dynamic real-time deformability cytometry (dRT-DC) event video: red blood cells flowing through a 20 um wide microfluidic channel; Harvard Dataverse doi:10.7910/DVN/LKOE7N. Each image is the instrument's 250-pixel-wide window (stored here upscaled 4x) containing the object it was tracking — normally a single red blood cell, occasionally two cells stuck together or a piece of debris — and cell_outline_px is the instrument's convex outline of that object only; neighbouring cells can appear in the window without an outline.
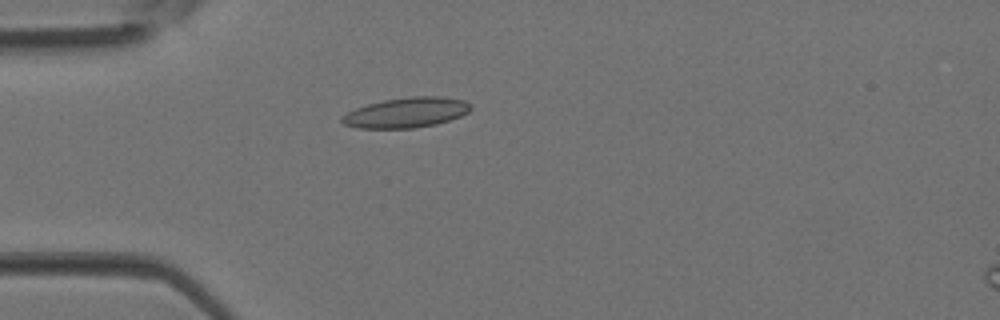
{"species": "Egyptian fruit bat (a non-hibernating species)", "species_latin": "Rousettus aegyptiacus", "temperature_condition": "room temperature", "stored_images_in_passage": 3, "camera_frame_rate_fps": 3000, "um_per_image_px": 0.085, "animal": {"sex": "female"}, "frame": {"image": 1, "passage_image": 3, "time_ms": 0.667, "image_size_px": [1000, 320], "cell_outline_px": [[472, 108], [468, 112], [460, 116], [436, 124], [416, 128], [356, 128], [344, 124], [340, 120], [340, 116], [356, 108], [368, 104], [384, 100], [412, 96], [440, 96], [464, 100], [472, 104]], "centroid_in_image_um": [34.54, 9.57], "position_along_channel_um": 50.5, "area_um2": 22.66}}